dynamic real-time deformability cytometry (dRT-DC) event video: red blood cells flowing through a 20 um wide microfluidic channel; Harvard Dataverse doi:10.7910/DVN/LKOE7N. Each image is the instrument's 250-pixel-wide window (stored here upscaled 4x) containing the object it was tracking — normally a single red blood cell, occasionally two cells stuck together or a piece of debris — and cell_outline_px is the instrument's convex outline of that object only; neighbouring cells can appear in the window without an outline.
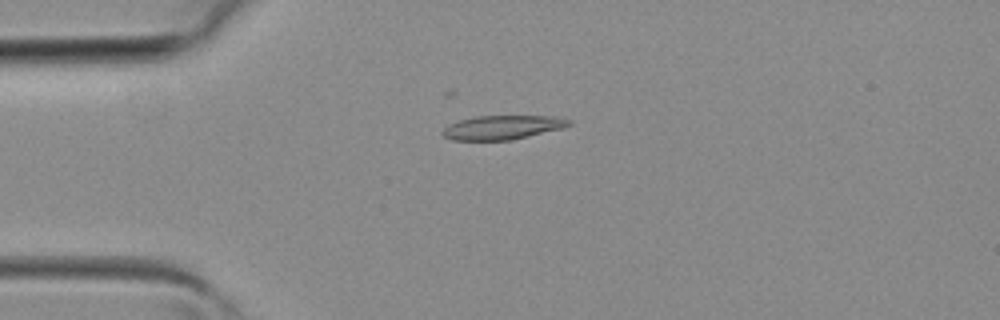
{"species": "common noctule bat (a hibernating species)", "species_latin": "Nyctalus noctula", "temperature_condition": "room temperature", "stored_images_in_passage": 31, "camera_frame_rate_fps": 3000, "um_per_image_px": 0.085, "animal": {"sex": "female", "body_mass_g": 19.3, "forearm_length_mm": 54.1}, "frame": {"image": 1, "passage_image": 7, "time_ms": 2.0, "image_size_px": [1000, 320], "cell_outline_px": [[572, 124], [564, 128], [512, 140], [452, 140], [444, 136], [440, 132], [448, 124], [460, 120], [476, 116], [556, 116], [572, 120]], "centroid_in_image_um": [42.73, 10.83], "position_along_channel_um": 42.3, "area_um2": 17.86}}
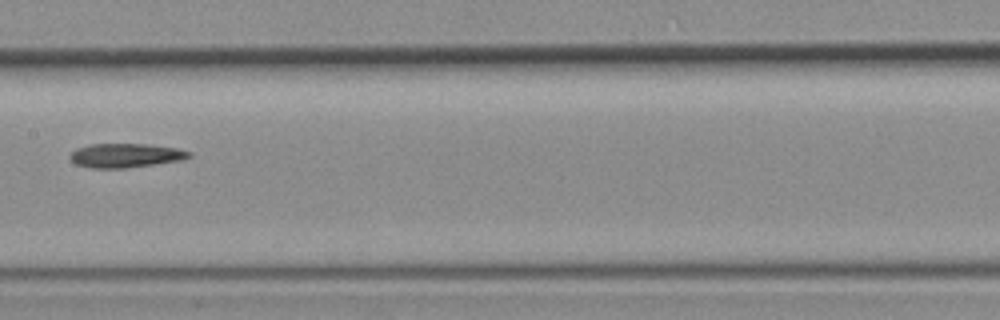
{"frame": {"image": 2, "passage_image": 17, "time_ms": 5.333, "image_size_px": [1000, 320], "cell_outline_px": [[192, 156], [184, 160], [156, 164], [124, 168], [92, 168], [76, 164], [68, 156], [76, 148], [92, 144], [144, 144], [176, 148], [192, 152]], "centroid_in_image_um": [10.7, 13.22], "position_along_channel_um": 196.7, "area_um2": 16.7}}
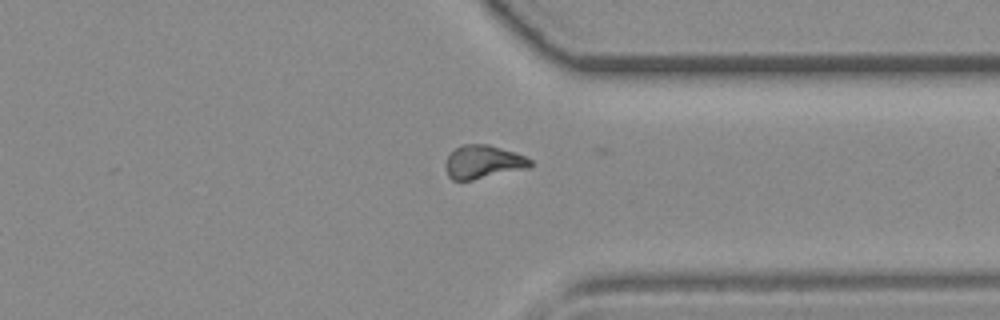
{"frame": {"image": 3, "passage_image": 27, "time_ms": 8.667, "image_size_px": [1000, 320], "cell_outline_px": [[532, 164], [528, 168], [472, 180], [452, 180], [448, 176], [444, 164], [448, 156], [456, 148], [464, 144], [488, 144], [516, 152], [532, 160]], "centroid_in_image_um": [41.06, 13.76], "position_along_channel_um": 370.3, "area_um2": 16.47}}